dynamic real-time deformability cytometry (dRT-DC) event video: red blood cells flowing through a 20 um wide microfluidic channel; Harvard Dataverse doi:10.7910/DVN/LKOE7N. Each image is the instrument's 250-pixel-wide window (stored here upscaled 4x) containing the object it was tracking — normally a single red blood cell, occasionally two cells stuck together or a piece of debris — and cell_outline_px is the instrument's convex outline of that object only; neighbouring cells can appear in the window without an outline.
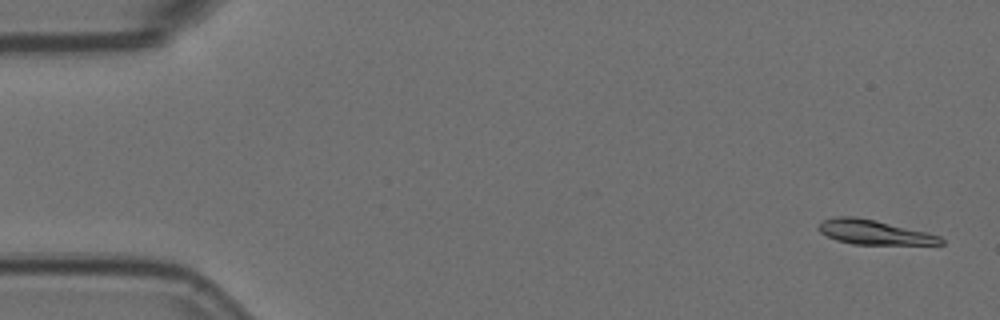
{"species": "Egyptian fruit bat (a non-hibernating species)", "species_latin": "Rousettus aegyptiacus", "temperature_condition": "room temperature", "stored_images_in_passage": 5, "camera_frame_rate_fps": 3000, "um_per_image_px": 0.085, "animal": {"sex": "female"}, "frame": {"image": 1, "passage_image": 1, "time_ms": 0.0, "image_size_px": [1000, 320], "cell_outline_px": [[944, 244], [852, 244], [836, 240], [820, 232], [816, 228], [824, 220], [836, 216], [852, 216], [876, 220], [928, 232], [940, 236], [944, 240]], "centroid_in_image_um": [74.3, 19.73], "position_along_channel_um": 10.7, "area_um2": 17.4}}
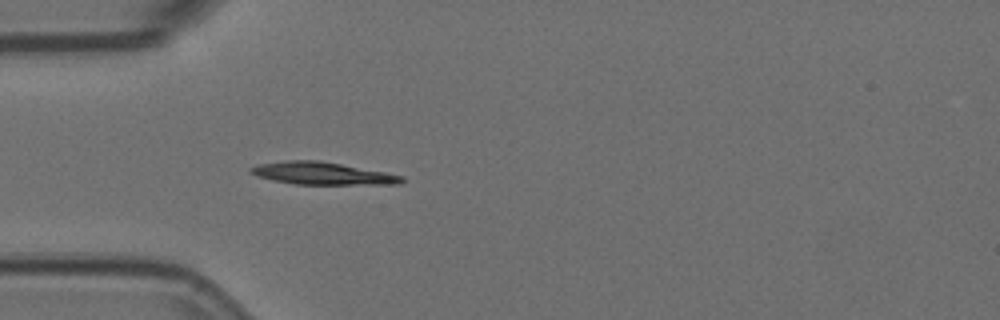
{"frame": {"image": 2, "passage_image": 5, "time_ms": 1.333, "image_size_px": [1000, 320], "cell_outline_px": [[404, 180], [400, 184], [296, 184], [272, 180], [256, 176], [248, 172], [248, 168], [260, 164], [284, 160], [320, 160], [384, 172], [404, 176]], "centroid_in_image_um": [27.35, 14.73], "position_along_channel_um": 57.7, "area_um2": 19.71}}